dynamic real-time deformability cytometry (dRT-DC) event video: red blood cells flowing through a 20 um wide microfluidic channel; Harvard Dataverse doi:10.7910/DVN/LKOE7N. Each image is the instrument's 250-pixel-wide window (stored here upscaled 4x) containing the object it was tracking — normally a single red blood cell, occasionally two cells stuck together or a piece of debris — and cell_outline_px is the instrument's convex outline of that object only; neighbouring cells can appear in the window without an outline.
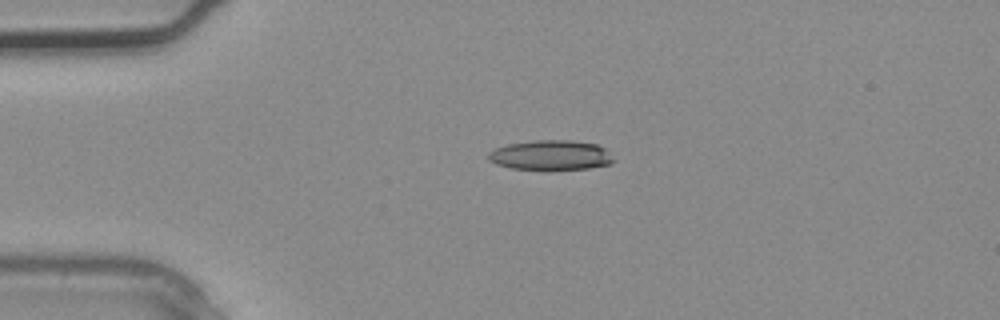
{"species": "common noctule bat (a hibernating species)", "species_latin": "Nyctalus noctula", "temperature_condition": "warm", "stored_images_in_passage": 4, "camera_frame_rate_fps": 3000, "um_per_image_px": 0.085, "animal": {"sex": "male", "body_mass_g": 20.4}, "frame": {"image": 1, "passage_image": 4, "time_ms": 1.0, "image_size_px": [1000, 320], "cell_outline_px": [[616, 160], [612, 164], [588, 168], [512, 168], [496, 164], [488, 160], [488, 152], [496, 148], [508, 144], [536, 140], [572, 140], [596, 144], [604, 148]], "centroid_in_image_um": [46.83, 13.17], "position_along_channel_um": 38.2, "area_um2": 21.39}}